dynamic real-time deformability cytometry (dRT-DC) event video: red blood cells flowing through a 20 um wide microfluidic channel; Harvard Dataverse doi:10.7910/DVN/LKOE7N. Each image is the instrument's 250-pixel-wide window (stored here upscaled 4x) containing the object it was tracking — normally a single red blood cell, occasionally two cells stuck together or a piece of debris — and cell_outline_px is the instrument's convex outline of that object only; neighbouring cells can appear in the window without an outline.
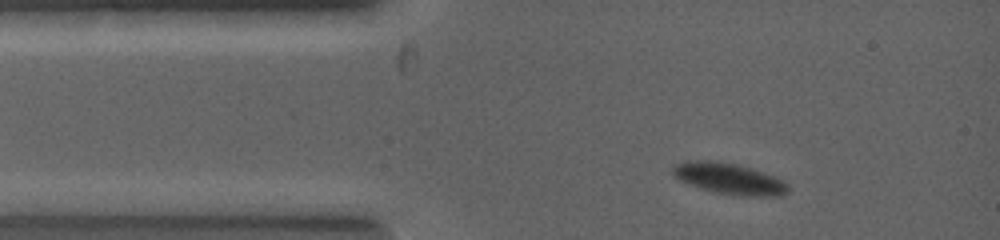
{"species": "common noctule bat (a hibernating species)", "species_latin": "Nyctalus noctula", "temperature_condition": "warm", "stored_images_in_passage": 9, "camera_frame_rate_fps": 5000, "um_per_image_px": 0.085, "animal": {"sex": "female", "body_mass_g": 19.0, "forearm_length_mm": 53.3}, "frame": {"image": 1, "passage_image": 3, "time_ms": 0.8, "image_size_px": [1000, 240], "cell_outline_px": [[788, 192], [780, 196], [740, 196], [716, 192], [700, 188], [688, 184], [672, 176], [672, 168], [676, 164], [684, 160], [716, 160], [736, 164], [752, 168], [776, 176], [784, 180], [788, 184]], "centroid_in_image_um": [61.97, 15.17], "position_along_channel_um": 23.0, "area_um2": 21.27}}
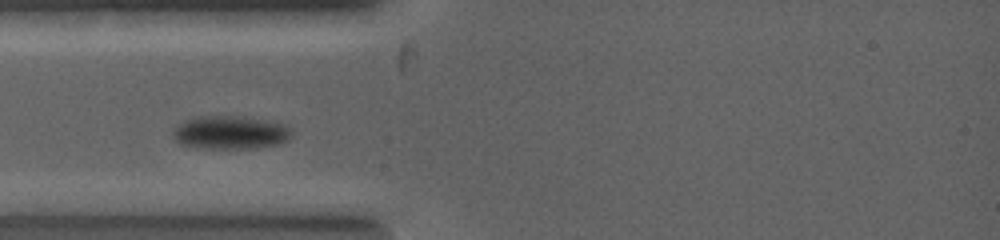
{"frame": {"image": 2, "passage_image": 6, "time_ms": 2.0, "image_size_px": [1000, 240], "cell_outline_px": [[292, 136], [288, 140], [280, 144], [252, 148], [204, 148], [180, 144], [172, 136], [172, 128], [176, 124], [192, 116], [236, 116], [268, 120], [288, 124], [292, 128]], "centroid_in_image_um": [19.58, 11.24], "position_along_channel_um": 65.4, "area_um2": 23.52}}